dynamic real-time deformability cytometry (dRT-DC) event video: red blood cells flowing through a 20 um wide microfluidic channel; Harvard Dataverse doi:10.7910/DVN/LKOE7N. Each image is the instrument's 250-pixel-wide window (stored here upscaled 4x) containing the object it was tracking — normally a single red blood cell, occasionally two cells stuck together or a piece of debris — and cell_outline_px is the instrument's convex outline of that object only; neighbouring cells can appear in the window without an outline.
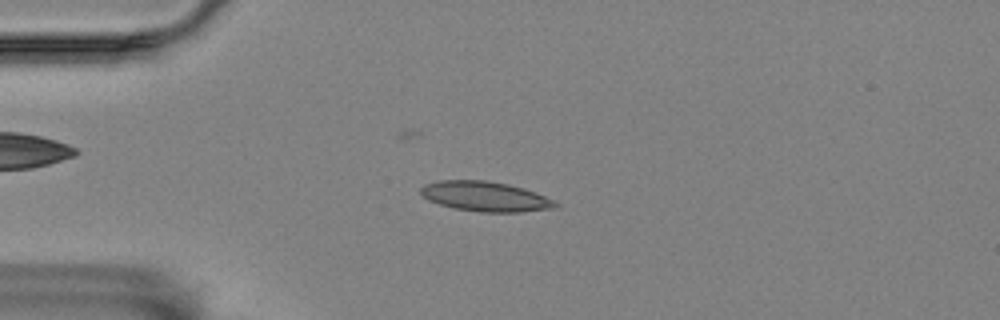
{"species": "Egyptian fruit bat (a non-hibernating species)", "species_latin": "Rousettus aegyptiacus", "temperature_condition": "room temperature", "stored_images_in_passage": 5, "camera_frame_rate_fps": 3000, "um_per_image_px": 0.085, "animal": {"sex": "female"}, "frame": {"image": 1, "passage_image": 3, "time_ms": 2.333, "image_size_px": [1000, 320], "cell_outline_px": [[560, 204], [556, 208], [520, 212], [480, 212], [452, 208], [428, 200], [420, 192], [420, 188], [424, 184], [440, 180], [488, 180], [508, 184], [524, 188], [536, 192], [556, 200]], "centroid_in_image_um": [41.29, 16.7], "position_along_channel_um": 43.7, "area_um2": 23.76}}
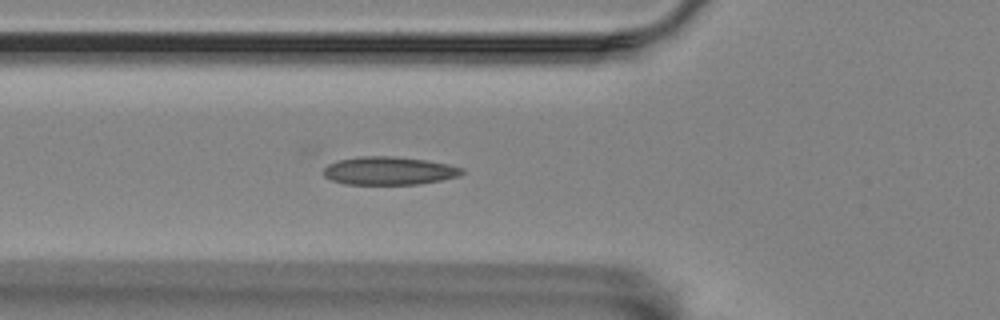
{"frame": {"image": 2, "passage_image": 5, "time_ms": 4.333, "image_size_px": [1000, 320], "cell_outline_px": [[464, 172], [460, 176], [420, 184], [344, 184], [332, 180], [324, 176], [324, 168], [328, 164], [340, 160], [360, 156], [392, 156], [424, 160], [448, 164], [460, 168]], "centroid_in_image_um": [33.05, 14.52], "position_along_channel_um": 92.8, "area_um2": 22.48}}